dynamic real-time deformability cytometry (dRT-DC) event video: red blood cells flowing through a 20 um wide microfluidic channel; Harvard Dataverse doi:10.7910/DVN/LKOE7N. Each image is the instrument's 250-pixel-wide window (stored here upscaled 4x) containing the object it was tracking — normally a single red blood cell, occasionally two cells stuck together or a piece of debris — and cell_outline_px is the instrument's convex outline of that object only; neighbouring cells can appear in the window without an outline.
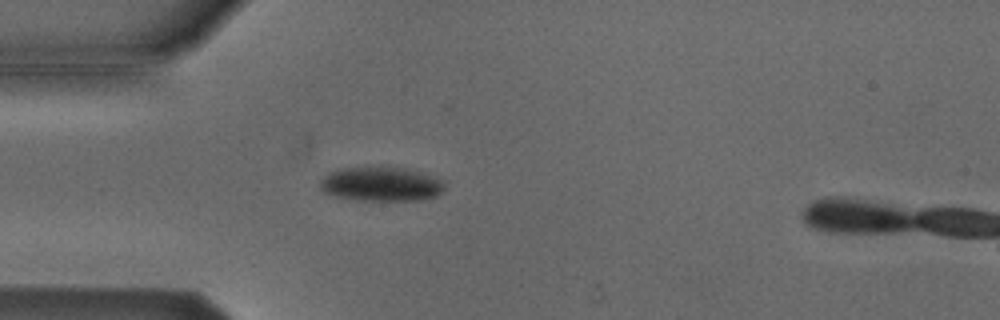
{"species": "Egyptian fruit bat (a non-hibernating species)", "species_latin": "Rousettus aegyptiacus", "temperature_condition": "cold", "stored_images_in_passage": 2, "camera_frame_rate_fps": 3000, "um_per_image_px": 0.085, "animal": {"sex": "male"}, "frame": {"image": 1, "passage_image": 2, "time_ms": 0.333, "image_size_px": [1000, 320], "cell_outline_px": [[444, 188], [436, 196], [420, 200], [356, 200], [336, 196], [324, 192], [320, 188], [320, 180], [328, 172], [344, 168], [380, 164], [404, 168], [440, 180], [444, 184]], "centroid_in_image_um": [32.32, 15.62], "position_along_channel_um": 52.7, "area_um2": 25.09}}